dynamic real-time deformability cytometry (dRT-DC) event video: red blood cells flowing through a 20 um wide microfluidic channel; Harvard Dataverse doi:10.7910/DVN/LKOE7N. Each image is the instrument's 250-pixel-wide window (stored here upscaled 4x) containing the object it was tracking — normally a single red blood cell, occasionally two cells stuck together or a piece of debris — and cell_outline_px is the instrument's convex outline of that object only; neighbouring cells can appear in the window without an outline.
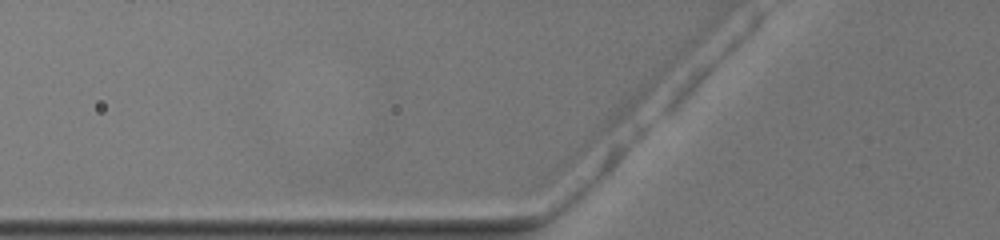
{"species": "common noctule bat (a hibernating species)", "species_latin": "Nyctalus noctula", "temperature_condition": "warm", "stored_images_in_passage": 3, "camera_frame_rate_fps": 3000, "um_per_image_px": 0.085, "animal": {"sex": "female", "body_mass_g": 19.5, "forearm_length_mm": 54.1}, "frame": {"image": 1, "passage_image": 2, "time_ms": 0.333, "image_size_px": [1000, 240], "cell_outline_px": [[488, 156], [472, 160], [348, 160], [332, 156], [332, 152], [356, 144], [392, 144], [480, 148], [488, 152]], "centroid_in_image_um": [34.69, 12.98], "position_along_channel_um": 91.1, "area_um2": 15.26}}